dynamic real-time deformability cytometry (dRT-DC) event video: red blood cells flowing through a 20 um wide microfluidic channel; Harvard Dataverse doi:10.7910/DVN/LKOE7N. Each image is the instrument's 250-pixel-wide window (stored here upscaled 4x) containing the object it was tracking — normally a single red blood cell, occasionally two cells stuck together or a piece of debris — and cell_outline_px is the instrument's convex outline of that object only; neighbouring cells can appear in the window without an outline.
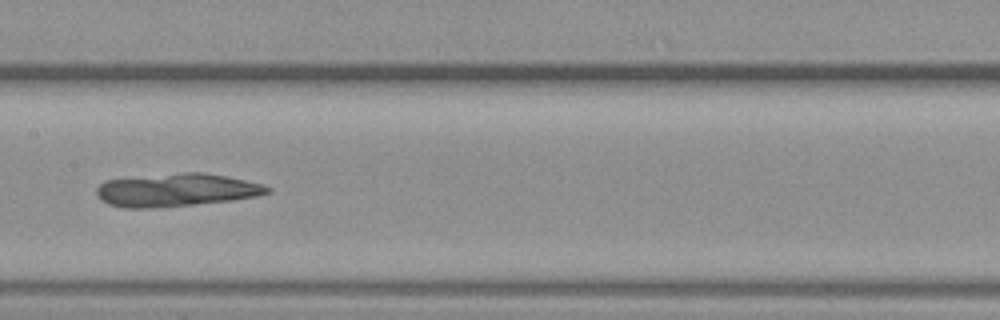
{"species": "common noctule bat (a hibernating species)", "species_latin": "Nyctalus noctula", "temperature_condition": "warm", "stored_images_in_passage": 35, "camera_frame_rate_fps": 3000, "um_per_image_px": 0.085, "animal": {"sex": "female", "body_mass_g": 19.3, "forearm_length_mm": 54.1}, "frame": {"image": 1, "passage_image": 10, "time_ms": 3.0, "image_size_px": [1000, 320], "cell_outline_px": [[272, 192], [256, 196], [232, 200], [152, 208], [124, 208], [108, 204], [100, 200], [96, 196], [96, 188], [104, 180], [184, 172], [204, 172], [264, 184], [272, 188]], "centroid_in_image_um": [14.97, 16.15], "position_along_channel_um": 192.4, "area_um2": 32.83}}
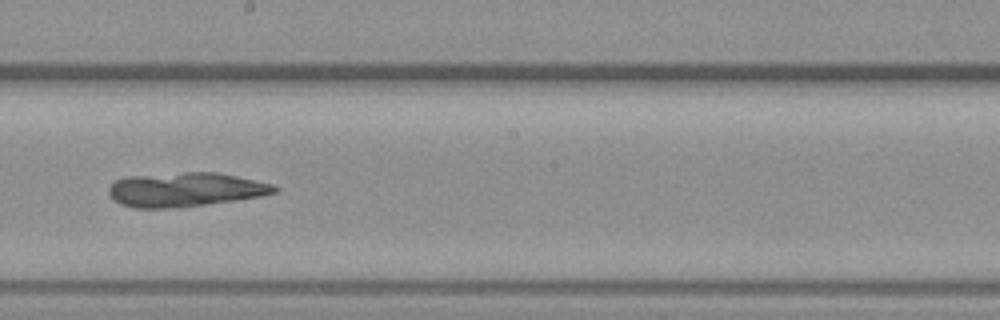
{"frame": {"image": 2, "passage_image": 13, "time_ms": 4.0, "image_size_px": [1000, 320], "cell_outline_px": [[280, 188], [276, 192], [260, 196], [236, 200], [204, 204], [168, 208], [132, 208], [120, 204], [108, 192], [108, 188], [116, 180], [128, 176], [184, 172], [216, 172], [272, 184]], "centroid_in_image_um": [15.73, 16.11], "position_along_channel_um": 232.5, "area_um2": 32.66}}
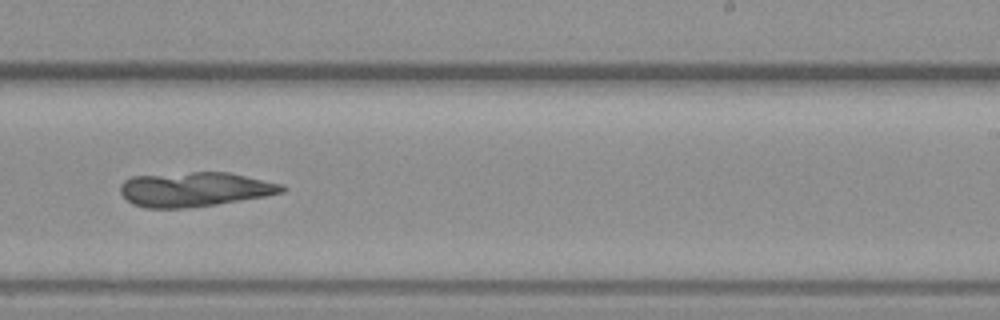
{"frame": {"image": 3, "passage_image": 16, "time_ms": 5.0, "image_size_px": [1000, 320], "cell_outline_px": [[284, 192], [264, 196], [216, 204], [184, 208], [144, 208], [132, 204], [120, 192], [120, 184], [124, 180], [132, 176], [192, 172], [228, 172], [284, 184]], "centroid_in_image_um": [16.52, 16.09], "position_along_channel_um": 272.5, "area_um2": 32.43}}